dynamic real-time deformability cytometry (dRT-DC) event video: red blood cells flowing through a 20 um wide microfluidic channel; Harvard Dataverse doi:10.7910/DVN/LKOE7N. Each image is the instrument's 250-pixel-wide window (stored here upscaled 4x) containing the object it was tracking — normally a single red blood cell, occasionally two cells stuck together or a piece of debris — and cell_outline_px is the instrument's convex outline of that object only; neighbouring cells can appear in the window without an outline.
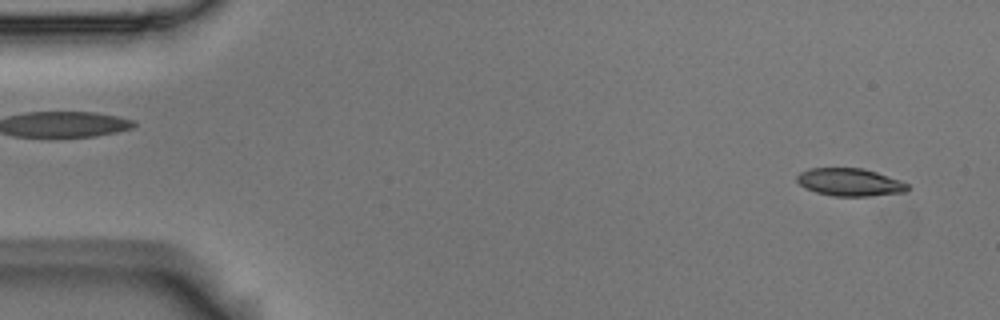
{"species": "Egyptian fruit bat (a non-hibernating species)", "species_latin": "Rousettus aegyptiacus", "temperature_condition": "room temperature", "stored_images_in_passage": 5, "camera_frame_rate_fps": 3000, "um_per_image_px": 0.085, "animal": {"sex": "male"}, "frame": {"image": 1, "passage_image": 1, "time_ms": 0.0, "image_size_px": [1000, 320], "cell_outline_px": [[908, 188], [904, 192], [872, 196], [832, 196], [816, 192], [804, 188], [796, 180], [796, 176], [800, 172], [808, 168], [864, 168], [900, 180], [908, 184]], "centroid_in_image_um": [72.2, 15.48], "position_along_channel_um": 12.8, "area_um2": 17.92}}
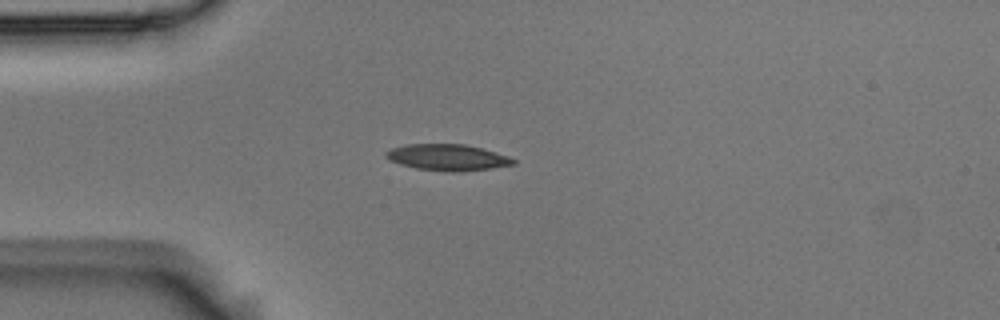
{"frame": {"image": 2, "passage_image": 4, "time_ms": 1.0, "image_size_px": [1000, 320], "cell_outline_px": [[516, 164], [492, 168], [456, 172], [444, 172], [416, 168], [400, 164], [388, 160], [384, 156], [384, 152], [392, 148], [408, 144], [464, 144], [496, 152], [508, 156], [516, 160]], "centroid_in_image_um": [38.02, 13.38], "position_along_channel_um": 47.0, "area_um2": 19.59}}